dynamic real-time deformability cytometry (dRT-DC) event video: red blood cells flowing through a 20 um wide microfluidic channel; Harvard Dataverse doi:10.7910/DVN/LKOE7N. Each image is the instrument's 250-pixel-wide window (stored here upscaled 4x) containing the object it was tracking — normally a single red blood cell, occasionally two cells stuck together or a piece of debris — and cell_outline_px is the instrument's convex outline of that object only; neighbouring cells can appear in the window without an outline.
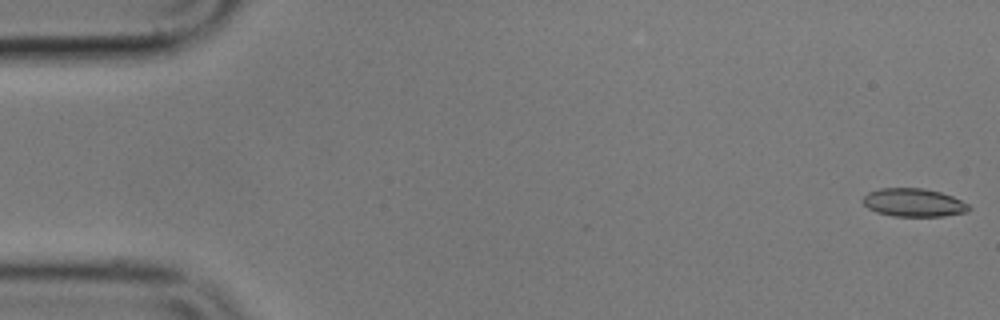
{"species": "common noctule bat (a hibernating species)", "species_latin": "Nyctalus noctula", "temperature_condition": "cold", "stored_images_in_passage": 40, "camera_frame_rate_fps": 3000, "um_per_image_px": 0.085, "animal": {"sex": "male", "body_mass_g": 17.9}, "frame": {"image": 1, "passage_image": 1, "time_ms": 0.0, "image_size_px": [1000, 320], "cell_outline_px": [[972, 208], [968, 212], [944, 216], [892, 216], [876, 212], [868, 208], [860, 200], [868, 192], [880, 188], [924, 188], [940, 192], [952, 196], [968, 204]], "centroid_in_image_um": [77.65, 17.22], "position_along_channel_um": 7.4, "area_um2": 17.57}}
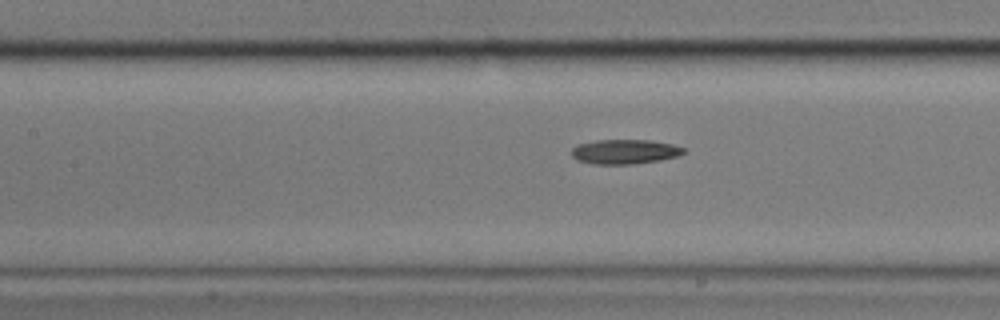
{"frame": {"image": 2, "passage_image": 12, "time_ms": 3.667, "image_size_px": [1000, 320], "cell_outline_px": [[684, 152], [676, 156], [660, 160], [636, 164], [592, 164], [576, 160], [572, 156], [572, 148], [576, 144], [596, 140], [652, 140], [672, 144], [684, 148]], "centroid_in_image_um": [53.06, 12.89], "position_along_channel_um": 154.3, "area_um2": 16.13}}
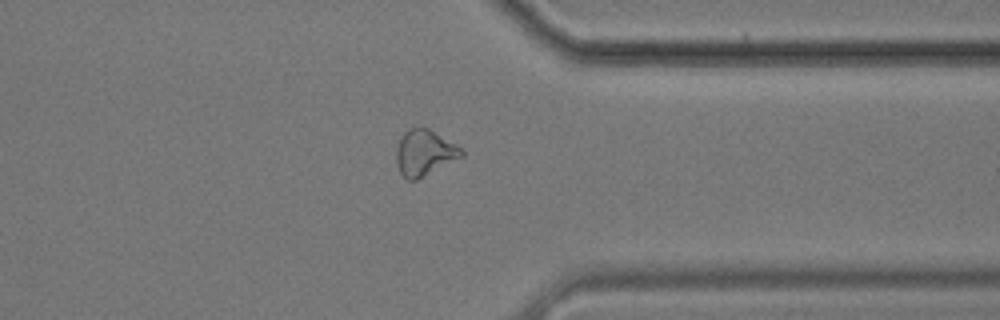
{"frame": {"image": 3, "passage_image": 31, "time_ms": 10.0, "image_size_px": [1000, 320], "cell_outline_px": [[464, 156], [416, 180], [408, 180], [400, 172], [396, 164], [396, 148], [404, 132], [408, 128], [428, 128], [464, 148]], "centroid_in_image_um": [36.1, 12.98], "position_along_channel_um": 375.3, "area_um2": 17.46}, "authors_computed_cell_mechanics": {"area_um2": 16.2996, "velocity_mm_per_s": 3.5683, "shape_relaxation_time_tau1_ms": 6.7255, "shape_relaxation_time_tau2_ms": null, "deformation_change_tau1": 0.1619, "deformation_change_tau2": null}}